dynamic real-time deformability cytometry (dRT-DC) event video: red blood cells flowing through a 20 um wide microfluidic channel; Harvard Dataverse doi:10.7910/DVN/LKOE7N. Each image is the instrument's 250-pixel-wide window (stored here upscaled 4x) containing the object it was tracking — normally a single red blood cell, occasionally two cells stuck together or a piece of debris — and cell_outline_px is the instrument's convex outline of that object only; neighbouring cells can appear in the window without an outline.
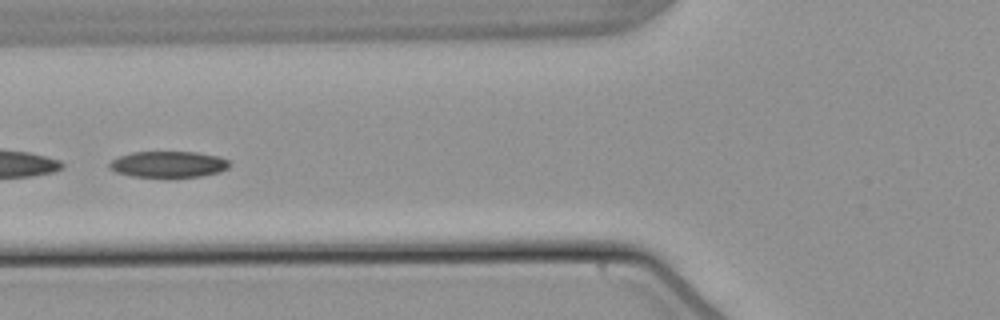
{"species": "common noctule bat (a hibernating species)", "species_latin": "Nyctalus noctula", "temperature_condition": "warm", "stored_images_in_passage": 45, "segment_of_instrument_passage": [2, 2], "camera_frame_rate_fps": 3000, "um_per_image_px": 0.085, "animal": {"sex": "male", "body_mass_g": 21.5, "forearm_length_mm": 52.0}, "frame": {"image": 1, "passage_image": 21, "time_ms": 6.667, "image_size_px": [1000, 320], "cell_outline_px": [[228, 168], [220, 172], [200, 176], [172, 180], [132, 176], [116, 172], [108, 168], [108, 164], [112, 160], [120, 156], [132, 152], [196, 152], [216, 156], [228, 160]], "centroid_in_image_um": [14.28, 14.01], "position_along_channel_um": 111.5, "area_um2": 18.96}}
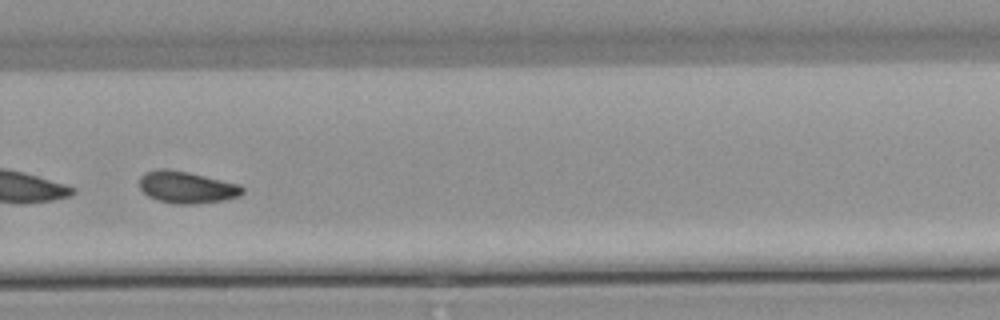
{"frame": {"image": 2, "passage_image": 37, "time_ms": 12.0, "image_size_px": [1000, 320], "cell_outline_px": [[244, 192], [240, 196], [224, 200], [196, 204], [172, 204], [156, 200], [148, 196], [140, 188], [140, 176], [144, 172], [160, 168], [164, 168], [188, 172], [240, 184], [244, 188]], "centroid_in_image_um": [15.87, 15.92], "position_along_channel_um": 313.9, "area_um2": 19.36}}